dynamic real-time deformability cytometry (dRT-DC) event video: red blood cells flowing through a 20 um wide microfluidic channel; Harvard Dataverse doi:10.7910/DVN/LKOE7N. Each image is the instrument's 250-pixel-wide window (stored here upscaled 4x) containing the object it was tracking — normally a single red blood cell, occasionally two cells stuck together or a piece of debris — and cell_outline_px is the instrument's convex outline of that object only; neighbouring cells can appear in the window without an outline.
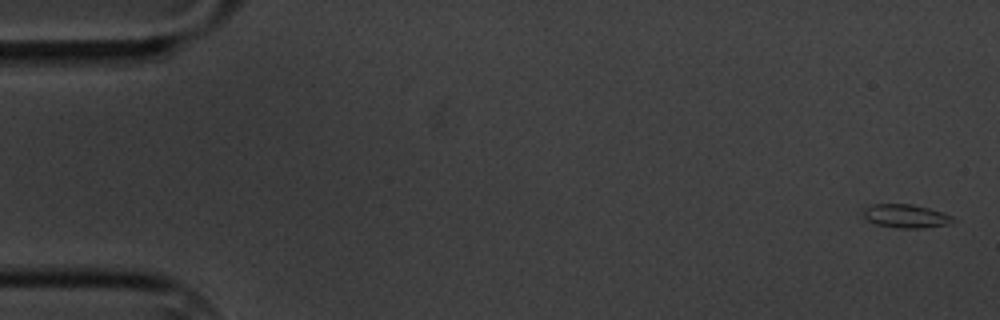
{"species": "common noctule bat (a hibernating species)", "species_latin": "Nyctalus noctula", "temperature_condition": "cold", "stored_images_in_passage": 7, "camera_frame_rate_fps": 3000, "um_per_image_px": 0.085, "animal": {"sex": "male", "body_mass_g": 20.1, "forearm_length_mm": 53.5}, "frame": {"image": 1, "passage_image": 1, "time_ms": 0.0, "image_size_px": [1000, 320], "cell_outline_px": [[956, 220], [948, 224], [924, 228], [896, 228], [876, 224], [868, 220], [864, 216], [864, 208], [872, 204], [912, 204], [928, 208], [952, 216]], "centroid_in_image_um": [76.99, 18.37], "position_along_channel_um": 8.0, "area_um2": 12.2}}
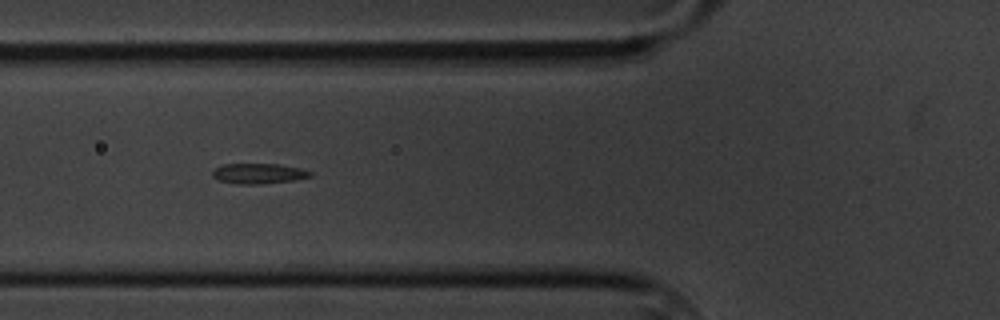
{"frame": {"image": 2, "passage_image": 6, "time_ms": 6.667, "image_size_px": [1000, 320], "cell_outline_px": [[312, 176], [292, 180], [260, 184], [236, 184], [220, 180], [212, 176], [212, 172], [216, 168], [224, 164], [276, 164], [300, 168], [312, 172]], "centroid_in_image_um": [21.97, 14.75], "position_along_channel_um": 103.8, "area_um2": 11.39}}
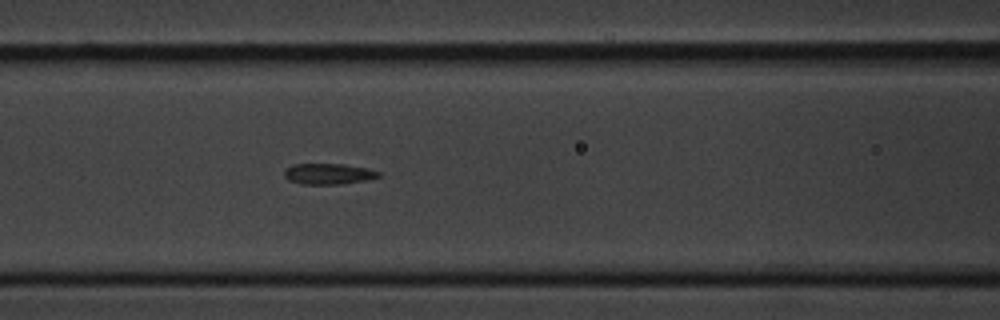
{"frame": {"image": 3, "passage_image": 7, "time_ms": 7.667, "image_size_px": [1000, 320], "cell_outline_px": [[380, 176], [368, 180], [344, 184], [300, 184], [288, 180], [284, 176], [284, 172], [292, 164], [344, 164], [368, 168], [380, 172]], "centroid_in_image_um": [27.94, 14.78], "position_along_channel_um": 138.7, "area_um2": 11.56}}